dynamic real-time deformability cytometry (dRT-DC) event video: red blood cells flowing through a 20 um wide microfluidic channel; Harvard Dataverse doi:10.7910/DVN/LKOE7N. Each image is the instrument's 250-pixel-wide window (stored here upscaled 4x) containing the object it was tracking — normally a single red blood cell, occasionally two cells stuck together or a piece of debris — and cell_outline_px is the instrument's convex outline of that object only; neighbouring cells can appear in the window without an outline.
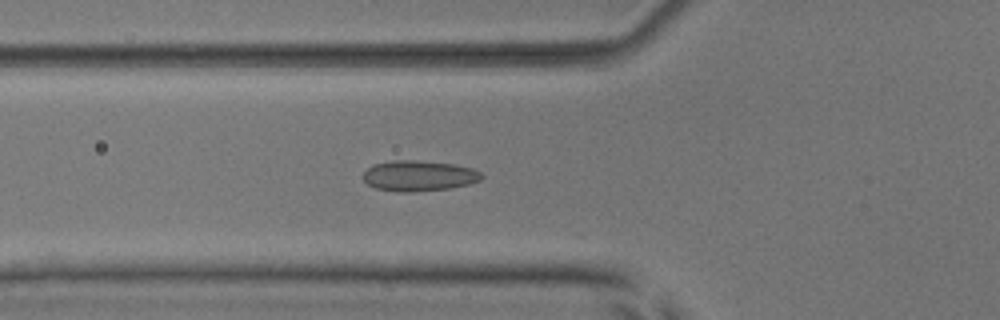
{"species": "common noctule bat (a hibernating species)", "species_latin": "Nyctalus noctula", "temperature_condition": "room temperature", "stored_images_in_passage": 54, "camera_frame_rate_fps": 3000, "um_per_image_px": 0.085, "animal": {"sex": "male", "body_mass_g": 17.9, "forearm_length_mm": 54.2}, "frame": {"image": 1, "passage_image": 20, "time_ms": 6.333, "image_size_px": [1000, 320], "cell_outline_px": [[484, 176], [480, 180], [468, 184], [448, 188], [412, 192], [396, 192], [376, 188], [368, 184], [364, 180], [364, 172], [372, 164], [392, 160], [416, 160], [456, 164], [472, 168], [480, 172]], "centroid_in_image_um": [35.6, 14.93], "position_along_channel_um": 90.2, "area_um2": 21.15}}
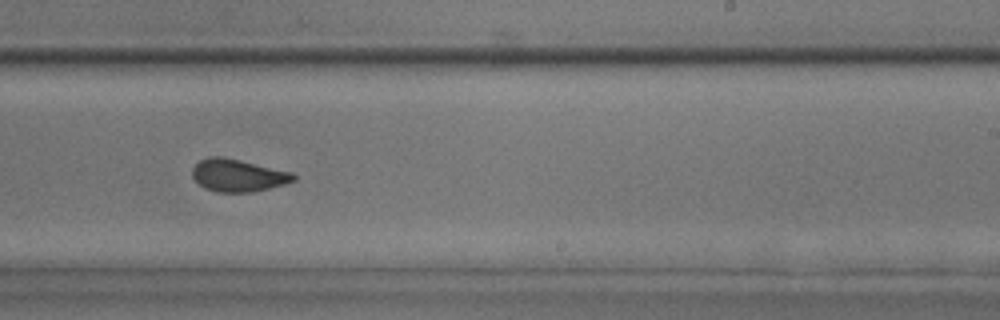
{"frame": {"image": 2, "passage_image": 34, "time_ms": 11.0, "image_size_px": [1000, 320], "cell_outline_px": [[296, 180], [284, 184], [252, 192], [216, 192], [204, 188], [192, 176], [192, 168], [200, 160], [208, 156], [224, 156], [292, 172], [296, 176]], "centroid_in_image_um": [20.21, 14.89], "position_along_channel_um": 268.8, "area_um2": 19.19}}
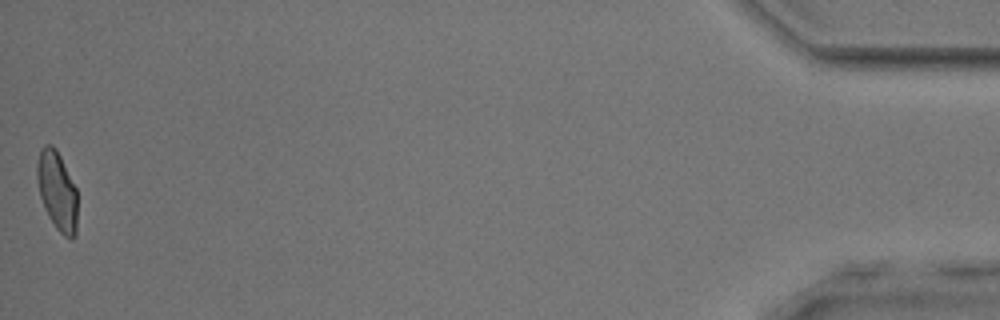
{"frame": {"image": 3, "passage_image": 54, "time_ms": 17.667, "image_size_px": [1000, 320], "cell_outline_px": [[76, 236], [72, 240], [64, 236], [56, 228], [48, 216], [44, 208], [40, 196], [36, 180], [36, 164], [40, 148], [44, 144], [52, 144], [56, 148], [76, 188]], "centroid_in_image_um": [4.83, 16.2], "position_along_channel_um": 430.4, "area_um2": 18.73}, "authors_computed_cell_mechanics": {"area_um2": 19.7098, "velocity_mm_per_s": 3.8367, "shape_relaxation_time_tau1_ms": 5.9366, "shape_relaxation_time_tau2_ms": 1.2599, "deformation_change_tau1": 0.1162, "deformation_change_tau2": 0.0721}}